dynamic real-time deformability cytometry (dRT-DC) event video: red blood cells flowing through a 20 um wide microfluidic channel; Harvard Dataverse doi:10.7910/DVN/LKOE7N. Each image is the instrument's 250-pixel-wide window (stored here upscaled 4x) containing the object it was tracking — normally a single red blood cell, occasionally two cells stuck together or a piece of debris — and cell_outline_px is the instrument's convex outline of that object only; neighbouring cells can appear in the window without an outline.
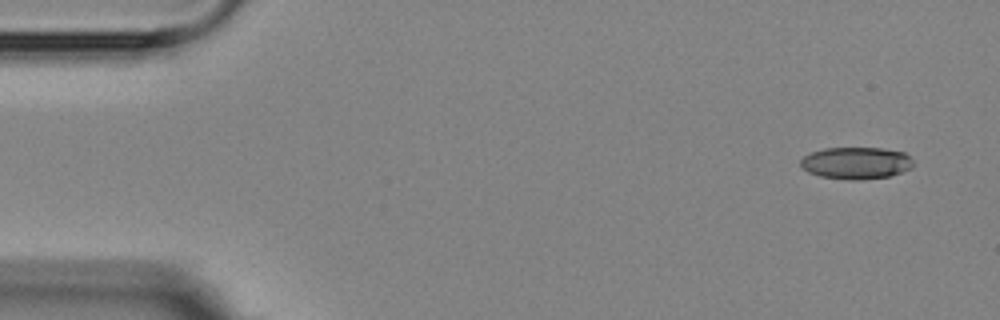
{"species": "Egyptian fruit bat (a non-hibernating species)", "species_latin": "Rousettus aegyptiacus", "temperature_condition": "room temperature", "stored_images_in_passage": 5, "camera_frame_rate_fps": 3000, "um_per_image_px": 0.085, "animal": {"sex": "female"}, "frame": {"image": 1, "passage_image": 1, "time_ms": 0.0, "image_size_px": [1000, 320], "cell_outline_px": [[912, 168], [888, 176], [860, 180], [848, 180], [820, 176], [808, 172], [800, 164], [800, 160], [804, 156], [812, 152], [824, 148], [880, 148], [904, 152], [912, 156]], "centroid_in_image_um": [72.77, 13.85], "position_along_channel_um": 12.2, "area_um2": 20.98}}
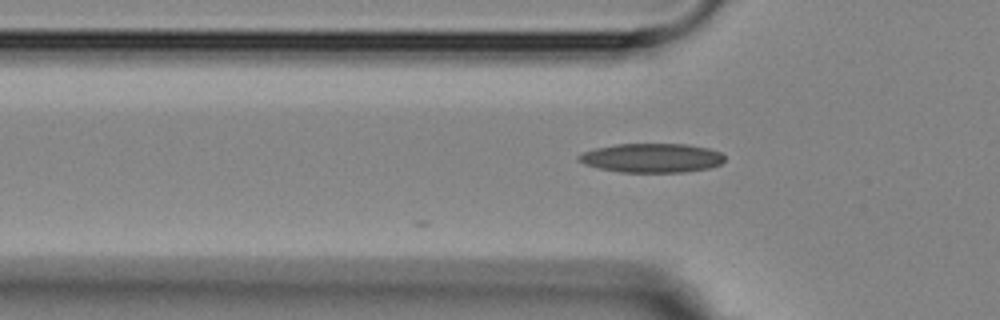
{"frame": {"image": 2, "passage_image": 5, "time_ms": 4.667, "image_size_px": [1000, 320], "cell_outline_px": [[724, 160], [720, 164], [708, 168], [684, 172], [620, 172], [600, 168], [584, 164], [576, 160], [576, 156], [584, 152], [596, 148], [616, 144], [688, 144], [708, 148], [720, 152], [724, 156]], "centroid_in_image_um": [55.38, 13.42], "position_along_channel_um": 70.4, "area_um2": 24.74}}